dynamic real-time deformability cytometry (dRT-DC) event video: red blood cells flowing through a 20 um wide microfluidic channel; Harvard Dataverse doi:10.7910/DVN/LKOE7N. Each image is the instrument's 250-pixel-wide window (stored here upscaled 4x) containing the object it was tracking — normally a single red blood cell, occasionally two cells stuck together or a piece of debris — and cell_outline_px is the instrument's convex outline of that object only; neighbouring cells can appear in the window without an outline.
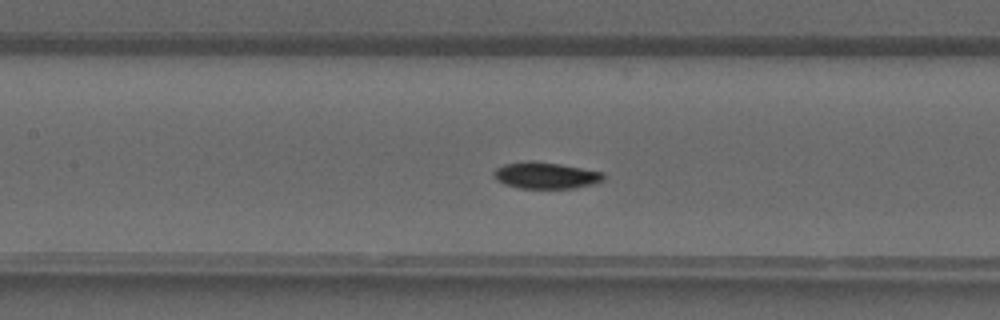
{"species": "common noctule bat (a hibernating species)", "species_latin": "Nyctalus noctula", "temperature_condition": "warm", "stored_images_in_passage": 39, "camera_frame_rate_fps": 3000, "um_per_image_px": 0.085, "animal": {"sex": "male", "forearm_length_mm": 52.5}, "frame": {"image": 1, "passage_image": 17, "time_ms": 5.333, "image_size_px": [1000, 320], "cell_outline_px": [[604, 180], [592, 184], [576, 188], [520, 188], [504, 184], [496, 180], [492, 176], [492, 172], [496, 168], [504, 164], [524, 160], [532, 160], [560, 164], [604, 172]], "centroid_in_image_um": [46.34, 14.9], "position_along_channel_um": 161.1, "area_um2": 17.17}}
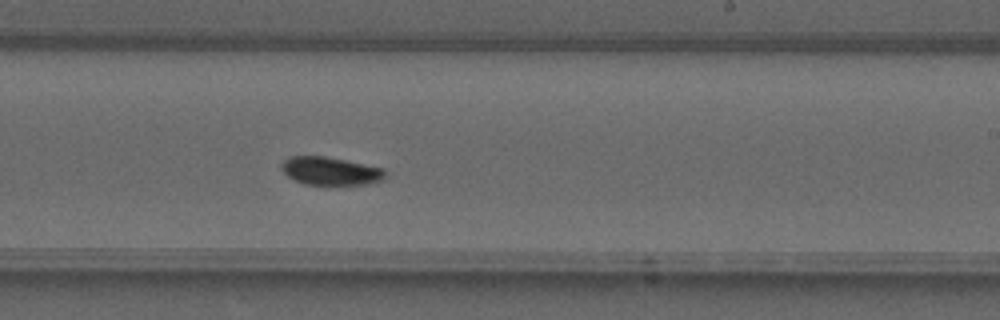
{"frame": {"image": 2, "passage_image": 23, "time_ms": 7.333, "image_size_px": [1000, 320], "cell_outline_px": [[388, 176], [384, 180], [368, 184], [332, 188], [304, 184], [288, 176], [280, 168], [280, 164], [288, 156], [324, 156], [384, 168], [388, 172]], "centroid_in_image_um": [28.14, 14.59], "position_along_channel_um": 260.9, "area_um2": 17.98}}
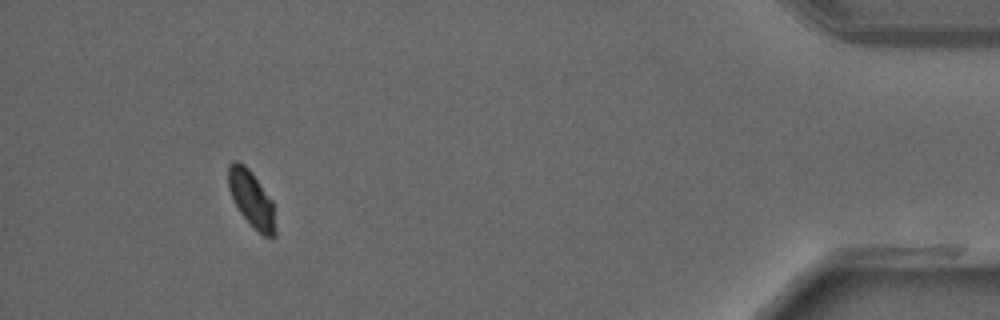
{"frame": {"image": 3, "passage_image": 36, "time_ms": 11.667, "image_size_px": [1000, 320], "cell_outline_px": [[276, 236], [264, 236], [240, 212], [228, 188], [228, 164], [232, 160], [236, 160], [244, 164], [248, 168], [272, 200], [276, 232]], "centroid_in_image_um": [21.36, 16.86], "position_along_channel_um": 413.8, "area_um2": 15.03}}